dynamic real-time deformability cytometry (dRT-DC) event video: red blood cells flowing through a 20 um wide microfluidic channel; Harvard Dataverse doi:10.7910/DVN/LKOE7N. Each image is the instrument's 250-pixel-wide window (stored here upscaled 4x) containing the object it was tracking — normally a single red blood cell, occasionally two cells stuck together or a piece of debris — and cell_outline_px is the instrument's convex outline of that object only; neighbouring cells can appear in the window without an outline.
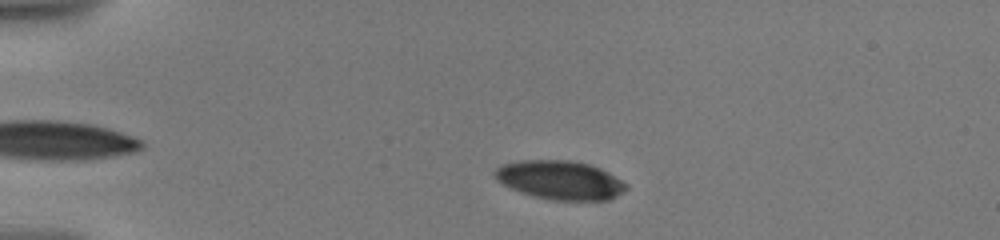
{"species": "human", "species_latin": "Homo sapiens", "temperature_condition": "warm", "stored_images_in_passage": 20, "camera_frame_rate_fps": 3000, "um_per_image_px": 0.085, "donor": {"sex": "male"}, "frame": {"image": 1, "passage_image": 3, "time_ms": 2.333, "image_size_px": [1000, 240], "cell_outline_px": [[628, 188], [616, 196], [608, 200], [552, 200], [520, 192], [496, 180], [492, 172], [500, 164], [520, 160], [572, 160], [588, 164], [600, 168], [608, 172], [628, 184]], "centroid_in_image_um": [47.59, 15.29], "position_along_channel_um": 37.4, "area_um2": 29.77}}
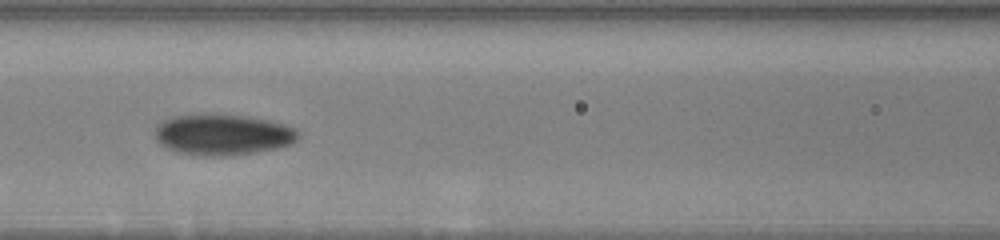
{"frame": {"image": 2, "passage_image": 13, "time_ms": 7.0, "image_size_px": [1000, 240], "cell_outline_px": [[300, 136], [292, 144], [276, 148], [256, 152], [224, 156], [204, 156], [180, 152], [160, 144], [156, 140], [156, 124], [172, 116], [200, 112], [204, 112], [248, 116], [272, 120], [296, 128], [300, 132]], "centroid_in_image_um": [18.96, 11.4], "position_along_channel_um": 147.6, "area_um2": 34.85}}
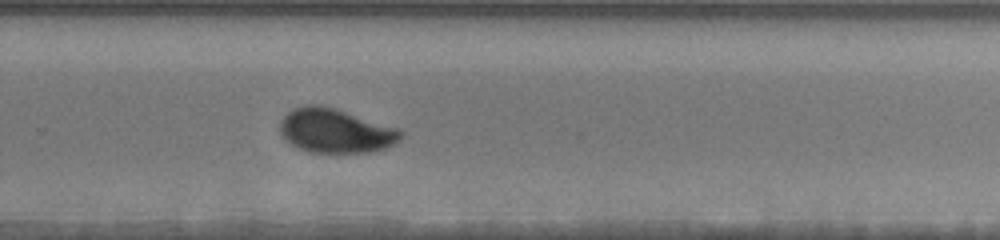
{"frame": {"image": 3, "passage_image": 20, "time_ms": 11.333, "image_size_px": [1000, 240], "cell_outline_px": [[404, 132], [400, 140], [396, 144], [372, 152], [308, 152], [284, 140], [280, 132], [280, 120], [292, 108], [304, 104], [320, 104], [336, 108], [400, 128]], "centroid_in_image_um": [28.53, 11.1], "position_along_channel_um": 301.3, "area_um2": 31.56}}